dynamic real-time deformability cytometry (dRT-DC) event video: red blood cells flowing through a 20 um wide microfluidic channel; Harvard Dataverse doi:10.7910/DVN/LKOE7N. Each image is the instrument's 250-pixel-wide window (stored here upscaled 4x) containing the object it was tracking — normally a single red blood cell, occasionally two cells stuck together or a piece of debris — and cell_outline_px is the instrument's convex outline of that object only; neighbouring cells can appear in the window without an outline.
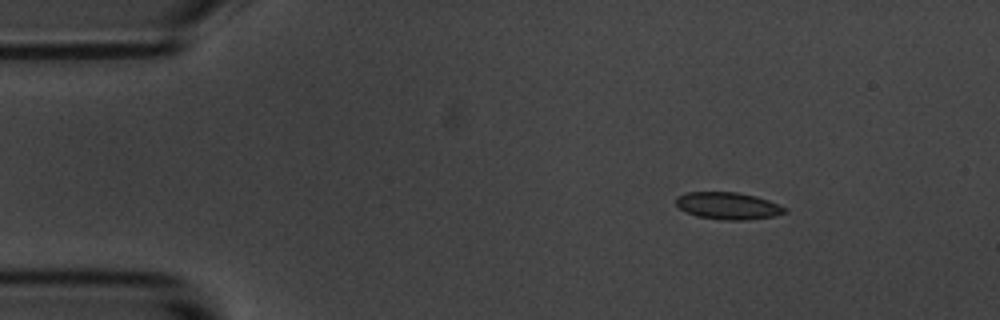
{"species": "common noctule bat (a hibernating species)", "species_latin": "Nyctalus noctula", "temperature_condition": "room temperature", "stored_images_in_passage": 8, "camera_frame_rate_fps": 3000, "um_per_image_px": 0.085, "animal": {"sex": "male", "body_mass_g": 20.1, "forearm_length_mm": 53.5}, "frame": {"image": 1, "passage_image": 2, "time_ms": 1.0, "image_size_px": [1000, 320], "cell_outline_px": [[788, 212], [772, 216], [744, 220], [724, 220], [696, 216], [680, 208], [676, 204], [676, 196], [688, 192], [736, 192], [756, 196], [768, 200], [788, 208]], "centroid_in_image_um": [61.9, 17.49], "position_along_channel_um": 23.1, "area_um2": 17.11}}
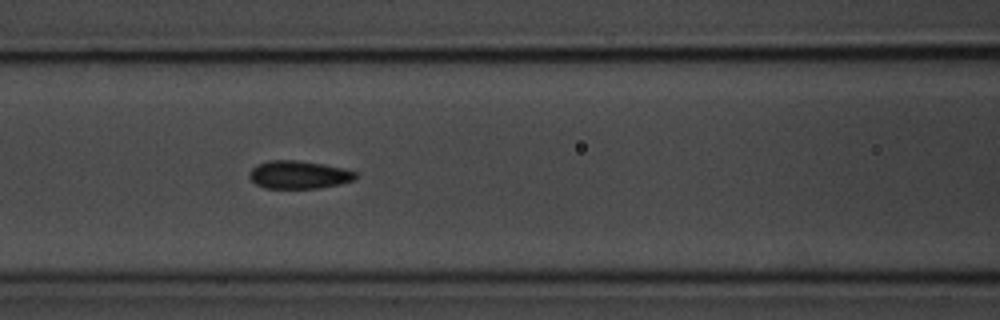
{"frame": {"image": 2, "passage_image": 6, "time_ms": 6.333, "image_size_px": [1000, 320], "cell_outline_px": [[356, 180], [340, 184], [320, 188], [264, 188], [256, 184], [248, 176], [248, 172], [256, 164], [268, 160], [296, 160], [344, 168], [356, 172]], "centroid_in_image_um": [25.37, 14.85], "position_along_channel_um": 141.2, "area_um2": 17.4}}
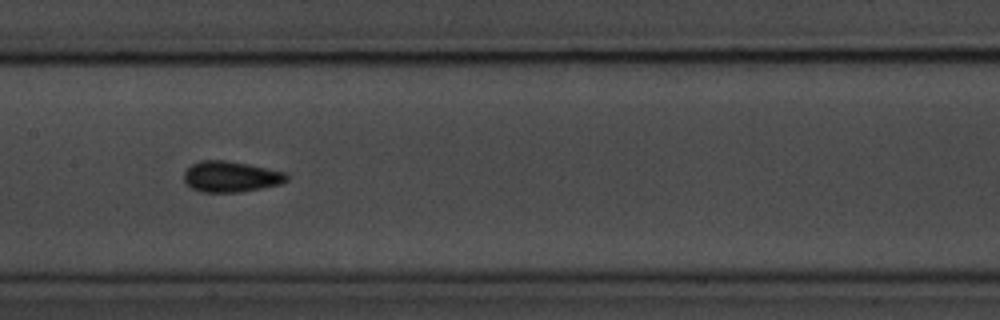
{"frame": {"image": 3, "passage_image": 7, "time_ms": 7.667, "image_size_px": [1000, 320], "cell_outline_px": [[288, 180], [280, 184], [240, 192], [200, 192], [192, 188], [184, 180], [184, 172], [192, 164], [200, 160], [224, 160], [248, 164], [288, 172]], "centroid_in_image_um": [19.64, 15.01], "position_along_channel_um": 187.8, "area_um2": 18.5}}